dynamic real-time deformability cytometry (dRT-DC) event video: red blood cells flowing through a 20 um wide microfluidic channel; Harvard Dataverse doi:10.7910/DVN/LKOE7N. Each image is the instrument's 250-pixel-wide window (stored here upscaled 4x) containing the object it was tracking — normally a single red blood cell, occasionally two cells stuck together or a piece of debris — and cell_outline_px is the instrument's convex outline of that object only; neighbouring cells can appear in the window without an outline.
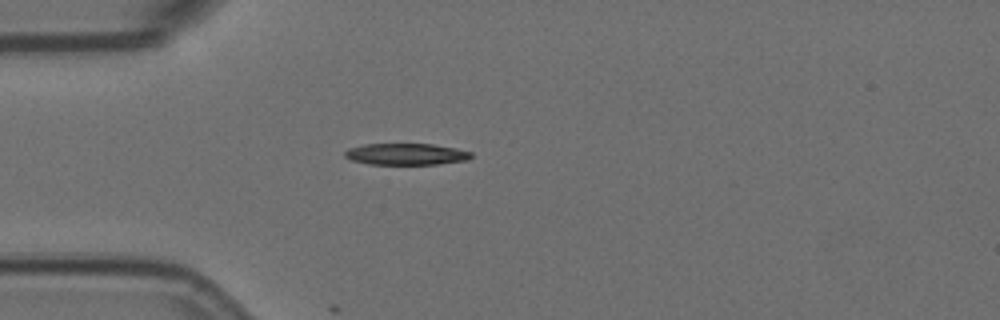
{"species": "Egyptian fruit bat (a non-hibernating species)", "species_latin": "Rousettus aegyptiacus", "temperature_condition": "room temperature", "stored_images_in_passage": 4, "camera_frame_rate_fps": 3000, "um_per_image_px": 0.085, "animal": {"sex": "female"}, "frame": {"image": 1, "passage_image": 4, "time_ms": 1.0, "image_size_px": [1000, 320], "cell_outline_px": [[472, 156], [468, 160], [436, 164], [368, 164], [352, 160], [344, 156], [344, 152], [348, 148], [364, 144], [432, 144], [456, 148], [472, 152]], "centroid_in_image_um": [34.51, 13.1], "position_along_channel_um": 50.5, "area_um2": 15.84}}